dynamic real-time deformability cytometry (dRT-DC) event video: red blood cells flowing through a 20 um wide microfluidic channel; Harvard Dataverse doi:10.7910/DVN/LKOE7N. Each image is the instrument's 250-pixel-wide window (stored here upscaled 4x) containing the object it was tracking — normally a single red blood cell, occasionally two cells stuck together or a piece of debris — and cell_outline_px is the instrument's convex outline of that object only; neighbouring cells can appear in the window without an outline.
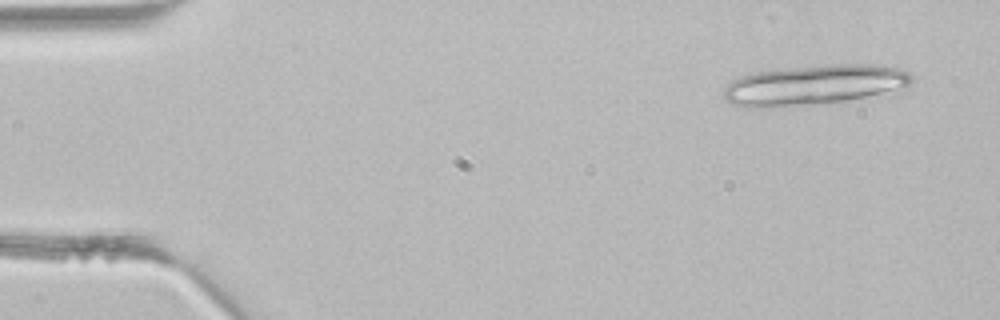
{"species": "common noctule bat (a hibernating species)", "species_latin": "Nyctalus noctula", "temperature_condition": "room temperature", "stored_images_in_passage": 17, "camera_frame_rate_fps": 3000, "um_per_image_px": 0.085, "animal": {"sex": "male", "body_mass_g": 21.5, "forearm_length_mm": 52.0}, "frame": {"image": 1, "passage_image": 3, "time_ms": 0.667, "image_size_px": [1000, 320], "cell_outline_px": [[912, 80], [904, 88], [848, 100], [808, 104], [752, 108], [744, 108], [728, 104], [724, 96], [724, 88], [732, 80], [740, 76], [752, 72], [788, 68], [828, 64], [868, 64], [900, 68], [908, 72], [912, 76]], "centroid_in_image_um": [69.14, 7.21], "position_along_channel_um": 15.9, "area_um2": 43.64}}